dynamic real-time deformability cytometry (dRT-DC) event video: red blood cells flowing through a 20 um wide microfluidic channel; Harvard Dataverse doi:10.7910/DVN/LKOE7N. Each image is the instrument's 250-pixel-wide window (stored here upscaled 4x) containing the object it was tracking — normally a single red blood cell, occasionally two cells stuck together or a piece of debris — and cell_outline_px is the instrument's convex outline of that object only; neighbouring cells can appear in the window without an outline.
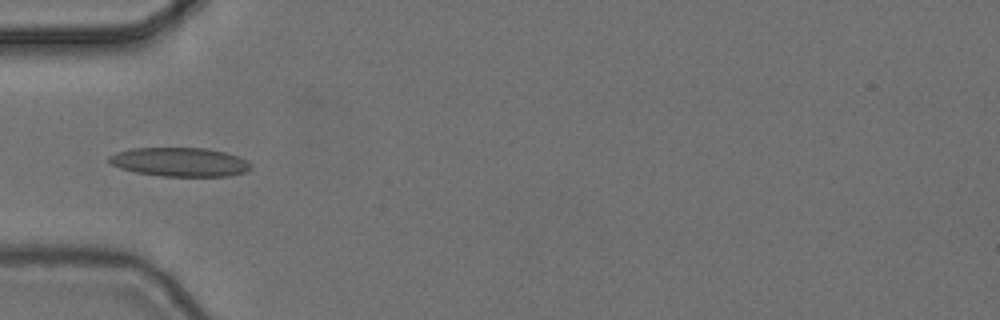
{"species": "common noctule bat (a hibernating species)", "species_latin": "Nyctalus noctula", "temperature_condition": "cold", "stored_images_in_passage": 5, "camera_frame_rate_fps": 3000, "um_per_image_px": 0.085, "animal": {"sex": "female", "body_mass_g": 24.6, "forearm_length_mm": 56.2}, "frame": {"image": 1, "passage_image": 5, "time_ms": 1.333, "image_size_px": [1000, 320], "cell_outline_px": [[252, 168], [248, 172], [228, 176], [160, 176], [136, 172], [120, 168], [112, 164], [108, 160], [108, 156], [116, 152], [132, 148], [208, 148], [224, 152], [248, 160], [252, 164]], "centroid_in_image_um": [15.32, 13.77], "position_along_channel_um": 69.7, "area_um2": 24.04}}